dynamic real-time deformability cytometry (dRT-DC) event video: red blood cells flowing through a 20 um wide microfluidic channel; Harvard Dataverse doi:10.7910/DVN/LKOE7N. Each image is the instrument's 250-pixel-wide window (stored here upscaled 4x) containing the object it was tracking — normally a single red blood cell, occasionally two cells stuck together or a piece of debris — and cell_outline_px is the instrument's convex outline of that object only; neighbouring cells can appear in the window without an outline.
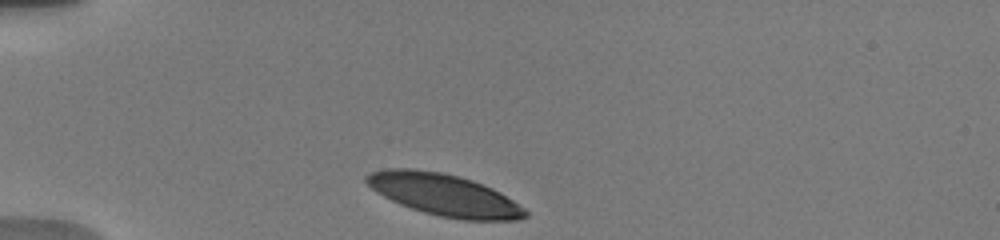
{"species": "human", "species_latin": "Homo sapiens", "temperature_condition": "warm", "stored_images_in_passage": 4, "camera_frame_rate_fps": 3000, "um_per_image_px": 0.085, "donor": {"sex": "male"}, "frame": {"image": 1, "passage_image": 1, "time_ms": 0.0, "image_size_px": [1000, 240], "cell_outline_px": [[528, 216], [520, 220], [460, 220], [440, 216], [424, 212], [400, 204], [376, 192], [364, 180], [364, 176], [372, 172], [388, 168], [408, 168], [440, 172], [472, 180], [492, 188], [500, 192], [524, 208], [528, 212]], "centroid_in_image_um": [37.77, 16.57], "position_along_channel_um": 47.2, "area_um2": 38.44}}
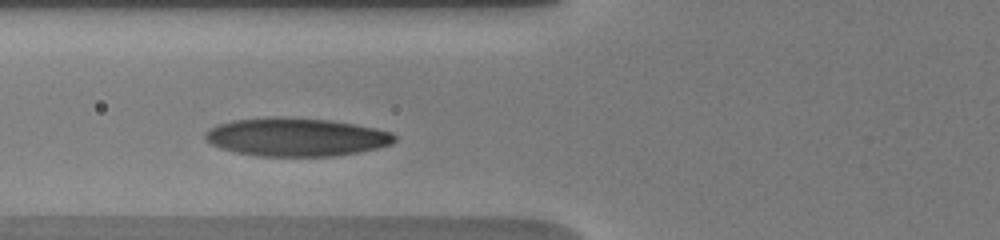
{"frame": {"image": 2, "passage_image": 3, "time_ms": 2.333, "image_size_px": [1000, 240], "cell_outline_px": [[396, 140], [392, 144], [360, 152], [332, 156], [256, 156], [236, 152], [220, 148], [204, 140], [204, 132], [208, 128], [216, 124], [232, 120], [268, 116], [284, 116], [332, 120], [392, 132], [396, 136]], "centroid_in_image_um": [25.11, 11.64], "position_along_channel_um": 100.7, "area_um2": 42.71}}
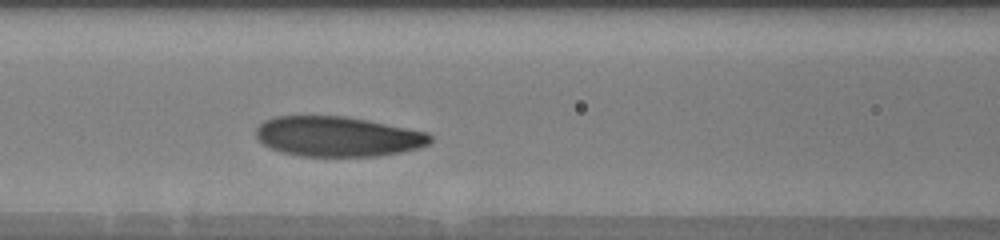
{"frame": {"image": 3, "passage_image": 4, "time_ms": 3.333, "image_size_px": [1000, 240], "cell_outline_px": [[432, 140], [428, 144], [416, 148], [400, 152], [376, 156], [300, 156], [284, 152], [272, 148], [264, 144], [256, 136], [256, 128], [264, 120], [276, 116], [344, 116], [368, 120], [428, 132], [432, 136]], "centroid_in_image_um": [28.71, 11.59], "position_along_channel_um": 137.9, "area_um2": 40.46}}